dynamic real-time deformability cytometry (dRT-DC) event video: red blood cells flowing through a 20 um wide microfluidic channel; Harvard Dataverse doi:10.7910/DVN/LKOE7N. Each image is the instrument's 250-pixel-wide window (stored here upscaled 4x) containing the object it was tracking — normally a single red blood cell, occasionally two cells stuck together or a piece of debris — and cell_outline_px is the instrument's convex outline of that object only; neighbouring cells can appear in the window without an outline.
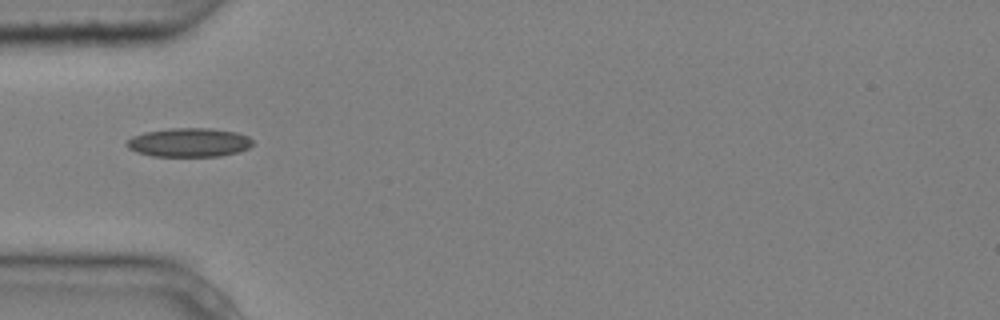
{"species": "common noctule bat (a hibernating species)", "species_latin": "Nyctalus noctula", "temperature_condition": "cold", "stored_images_in_passage": 9, "camera_frame_rate_fps": 3000, "um_per_image_px": 0.085, "animal": {"sex": "male", "body_mass_g": 20.4}, "frame": {"image": 1, "passage_image": 4, "time_ms": 1.0, "image_size_px": [1000, 320], "cell_outline_px": [[252, 144], [248, 148], [236, 152], [220, 156], [152, 156], [136, 152], [128, 148], [124, 144], [132, 136], [144, 132], [172, 128], [212, 128], [236, 132], [248, 136], [252, 140]], "centroid_in_image_um": [16.04, 12.1], "position_along_channel_um": 69.0, "area_um2": 21.21}}
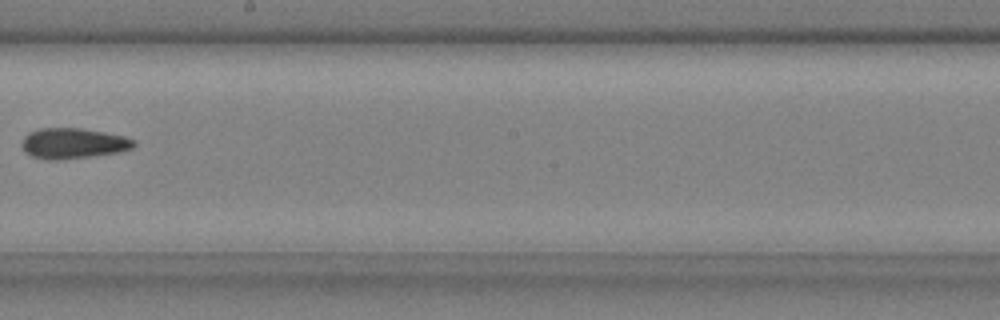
{"frame": {"image": 2, "passage_image": 8, "time_ms": 2.333, "image_size_px": [1000, 320], "cell_outline_px": [[136, 144], [132, 148], [116, 152], [96, 156], [56, 160], [48, 160], [32, 156], [24, 152], [20, 144], [24, 136], [28, 132], [40, 128], [80, 128], [104, 132], [124, 136], [136, 140]], "centroid_in_image_um": [6.18, 12.18], "position_along_channel_um": 242.0, "area_um2": 20.11}}
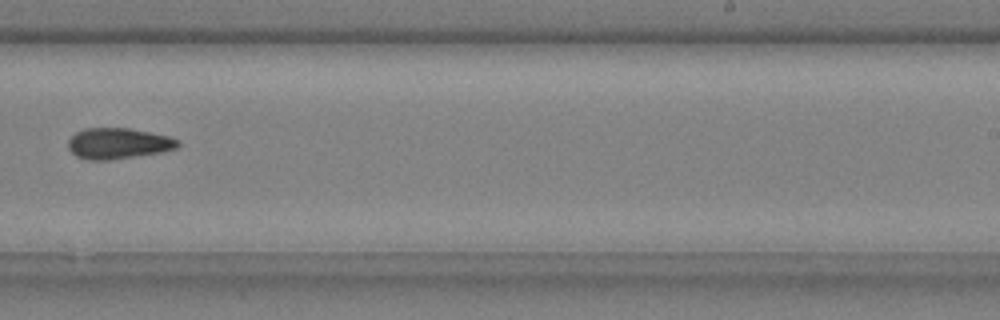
{"frame": {"image": 3, "passage_image": 9, "time_ms": 2.667, "image_size_px": [1000, 320], "cell_outline_px": [[180, 144], [176, 148], [160, 152], [136, 156], [108, 160], [88, 160], [76, 156], [68, 148], [68, 140], [76, 132], [84, 128], [128, 128], [168, 136], [180, 140]], "centroid_in_image_um": [10.03, 12.19], "position_along_channel_um": 279.0, "area_um2": 19.65}}